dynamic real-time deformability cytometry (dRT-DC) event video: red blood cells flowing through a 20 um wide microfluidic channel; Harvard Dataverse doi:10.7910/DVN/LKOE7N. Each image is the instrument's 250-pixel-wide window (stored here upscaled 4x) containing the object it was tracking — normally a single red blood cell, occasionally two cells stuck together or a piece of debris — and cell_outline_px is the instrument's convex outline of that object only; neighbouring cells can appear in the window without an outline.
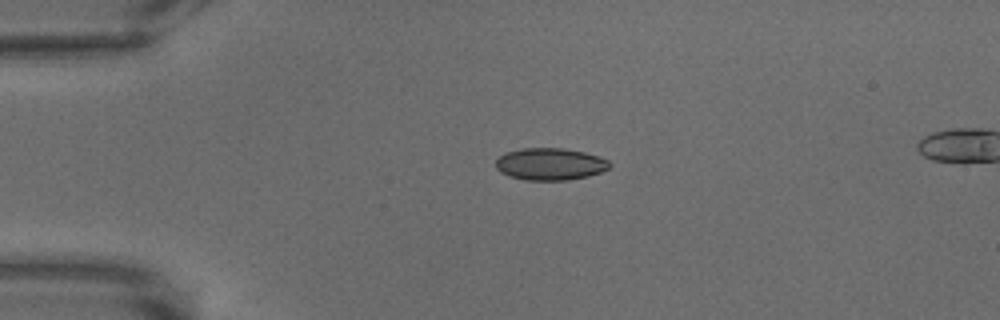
{"species": "common noctule bat (a hibernating species)", "species_latin": "Nyctalus noctula", "temperature_condition": "warm", "stored_images_in_passage": 54, "camera_frame_rate_fps": 3000, "um_per_image_px": 0.085, "animal": {"sex": "male", "body_mass_g": 18.8}, "frame": {"image": 1, "passage_image": 1, "time_ms": 0.0, "image_size_px": [1000, 320], "cell_outline_px": [[612, 164], [608, 168], [600, 172], [588, 176], [568, 180], [524, 180], [508, 176], [500, 172], [496, 168], [496, 160], [500, 156], [508, 152], [520, 148], [564, 148], [584, 152], [600, 156], [608, 160]], "centroid_in_image_um": [46.76, 13.95], "position_along_channel_um": 38.2, "area_um2": 21.39}}
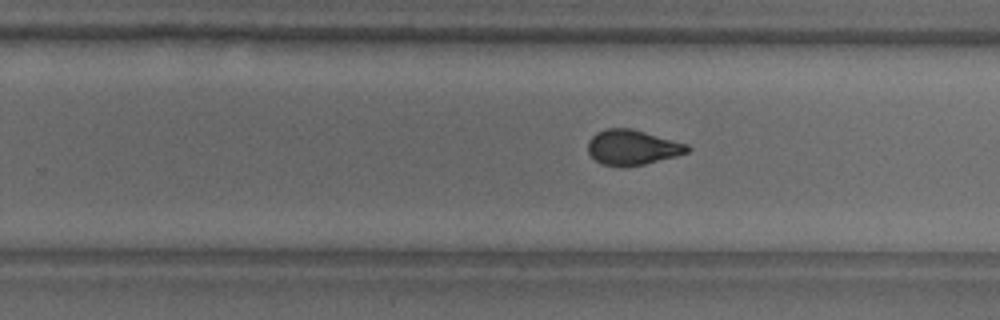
{"frame": {"image": 2, "passage_image": 29, "time_ms": 9.333, "image_size_px": [1000, 320], "cell_outline_px": [[692, 148], [688, 152], [676, 156], [644, 164], [600, 164], [588, 152], [588, 140], [596, 132], [604, 128], [632, 128], [688, 144]], "centroid_in_image_um": [53.77, 12.48], "position_along_channel_um": 276.0, "area_um2": 20.0}}
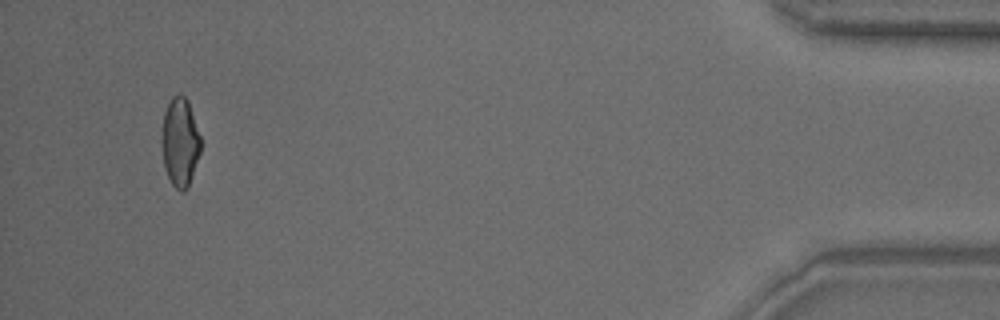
{"frame": {"image": 3, "passage_image": 51, "time_ms": 16.667, "image_size_px": [1000, 320], "cell_outline_px": [[200, 152], [188, 188], [184, 192], [176, 188], [172, 184], [164, 168], [160, 140], [164, 112], [172, 96], [184, 96], [188, 100], [200, 136]], "centroid_in_image_um": [15.28, 12.1], "position_along_channel_um": 419.9, "area_um2": 20.17}}